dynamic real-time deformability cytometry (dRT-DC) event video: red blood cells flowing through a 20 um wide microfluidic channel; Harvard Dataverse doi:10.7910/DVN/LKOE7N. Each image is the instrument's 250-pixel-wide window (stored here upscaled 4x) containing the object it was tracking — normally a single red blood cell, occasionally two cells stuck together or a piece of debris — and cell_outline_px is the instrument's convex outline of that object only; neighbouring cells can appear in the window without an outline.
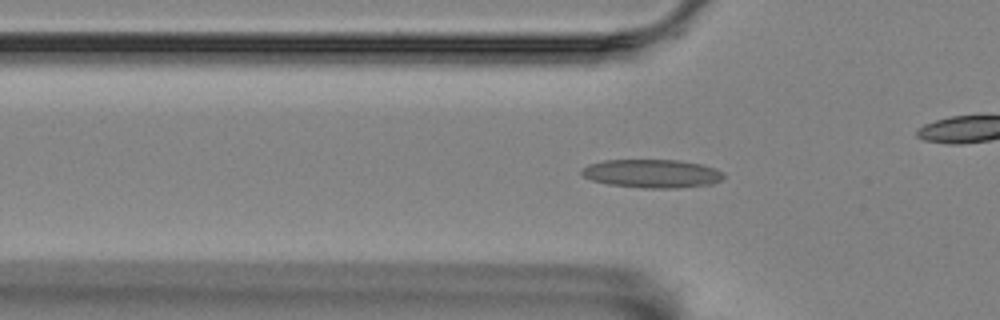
{"species": "Egyptian fruit bat (a non-hibernating species)", "species_latin": "Rousettus aegyptiacus", "temperature_condition": "room temperature", "stored_images_in_passage": 57, "camera_frame_rate_fps": 3000, "um_per_image_px": 0.085, "animal": {"sex": "female"}, "frame": {"image": 1, "passage_image": 18, "time_ms": 5.667, "image_size_px": [1000, 320], "cell_outline_px": [[724, 176], [720, 180], [712, 184], [676, 188], [640, 188], [608, 184], [592, 180], [584, 176], [580, 172], [588, 164], [604, 160], [680, 160], [700, 164], [724, 172]], "centroid_in_image_um": [55.41, 14.75], "position_along_channel_um": 70.4, "area_um2": 23.47}}
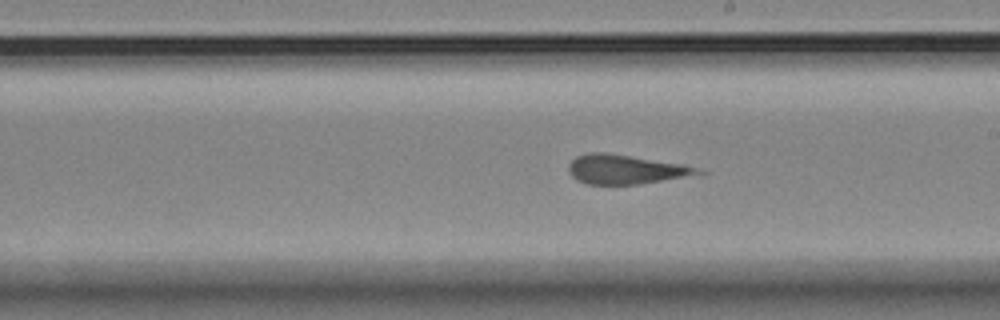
{"frame": {"image": 2, "passage_image": 32, "time_ms": 10.333, "image_size_px": [1000, 320], "cell_outline_px": [[708, 172], [636, 184], [588, 184], [576, 180], [568, 172], [568, 164], [576, 156], [588, 152], [604, 152], [684, 164]], "centroid_in_image_um": [53.09, 14.38], "position_along_channel_um": 235.9, "area_um2": 21.73}}
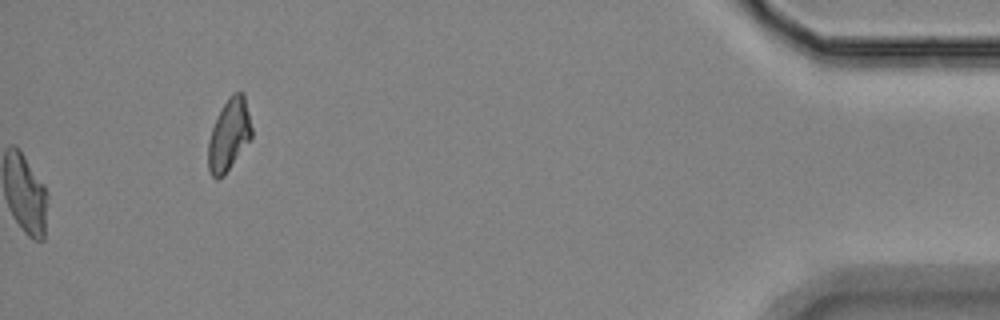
{"frame": {"image": 3, "passage_image": 57, "time_ms": 18.667, "image_size_px": [1000, 320], "cell_outline_px": [[252, 136], [224, 176], [216, 180], [212, 176], [208, 168], [208, 140], [212, 128], [224, 104], [232, 92], [244, 92], [252, 128]], "centroid_in_image_um": [19.46, 11.47], "position_along_channel_um": 415.7, "area_um2": 18.03}}